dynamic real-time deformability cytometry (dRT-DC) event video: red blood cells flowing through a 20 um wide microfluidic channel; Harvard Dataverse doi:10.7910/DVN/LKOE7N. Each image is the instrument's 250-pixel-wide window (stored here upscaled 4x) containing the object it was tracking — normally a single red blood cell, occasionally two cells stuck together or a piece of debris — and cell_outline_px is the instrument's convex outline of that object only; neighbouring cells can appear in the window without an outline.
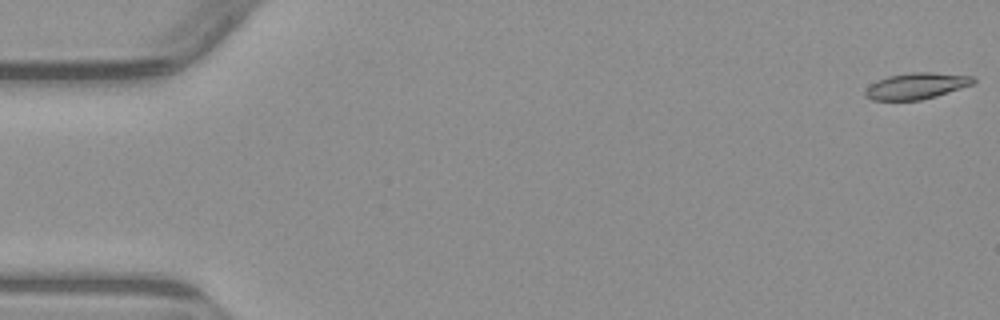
{"species": "common noctule bat (a hibernating species)", "species_latin": "Nyctalus noctula", "temperature_condition": "warm", "stored_images_in_passage": 5, "camera_frame_rate_fps": 3000, "um_per_image_px": 0.085, "animal": {"sex": "male", "body_mass_g": 23.1, "forearm_length_mm": 52.7}, "frame": {"image": 1, "passage_image": 1, "time_ms": 0.0, "image_size_px": [1000, 320], "cell_outline_px": [[976, 80], [972, 84], [936, 96], [920, 100], [872, 100], [864, 96], [864, 92], [876, 80], [888, 76], [912, 72], [932, 72], [976, 76]], "centroid_in_image_um": [77.9, 7.3], "position_along_channel_um": 7.1, "area_um2": 16.47}}
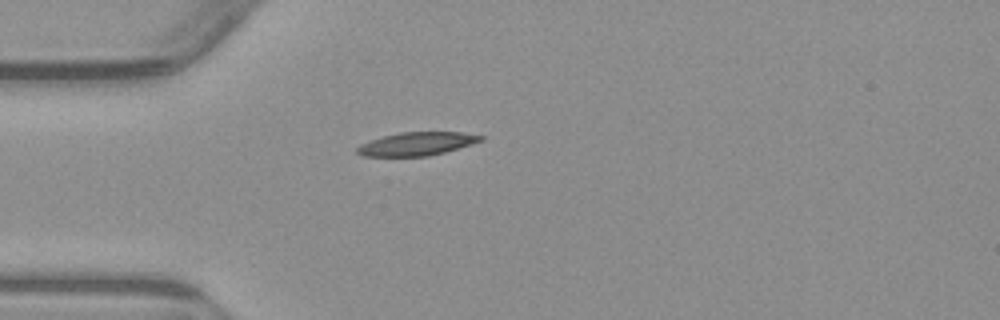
{"frame": {"image": 2, "passage_image": 5, "time_ms": 4.667, "image_size_px": [1000, 320], "cell_outline_px": [[484, 140], [472, 144], [444, 152], [428, 156], [364, 156], [356, 152], [356, 148], [360, 144], [384, 136], [400, 132], [460, 132], [484, 136]], "centroid_in_image_um": [35.44, 12.22], "position_along_channel_um": 49.6, "area_um2": 16.65}}